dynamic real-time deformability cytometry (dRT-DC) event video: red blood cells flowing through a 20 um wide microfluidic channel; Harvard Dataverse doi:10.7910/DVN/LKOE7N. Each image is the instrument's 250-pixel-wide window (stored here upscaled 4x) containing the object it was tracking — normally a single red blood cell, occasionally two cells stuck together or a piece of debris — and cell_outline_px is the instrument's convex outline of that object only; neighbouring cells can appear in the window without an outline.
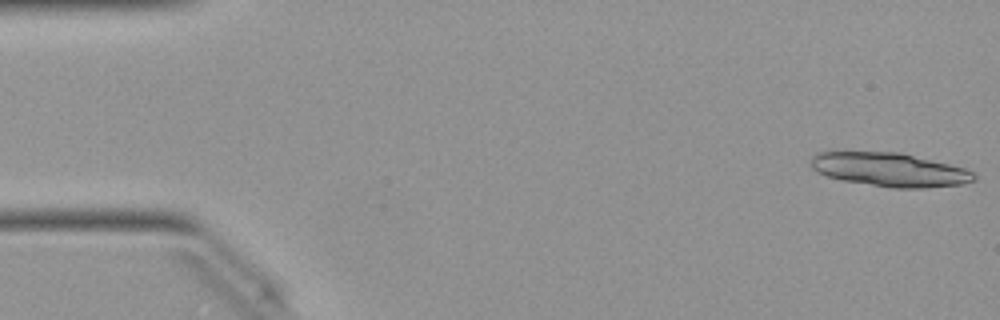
{"species": "Egyptian fruit bat (a non-hibernating species)", "species_latin": "Rousettus aegyptiacus", "temperature_condition": "warm", "stored_images_in_passage": 15, "camera_frame_rate_fps": 3000, "um_per_image_px": 0.085, "animal": {"sex": "female"}, "frame": {"image": 1, "passage_image": 1, "time_ms": 0.0, "image_size_px": [1000, 320], "cell_outline_px": [[976, 180], [964, 184], [928, 188], [892, 188], [844, 180], [828, 176], [816, 172], [812, 168], [812, 156], [816, 152], [836, 148], [900, 152], [964, 168], [972, 172], [976, 176]], "centroid_in_image_um": [75.52, 14.37], "position_along_channel_um": 9.5, "area_um2": 33.12}}